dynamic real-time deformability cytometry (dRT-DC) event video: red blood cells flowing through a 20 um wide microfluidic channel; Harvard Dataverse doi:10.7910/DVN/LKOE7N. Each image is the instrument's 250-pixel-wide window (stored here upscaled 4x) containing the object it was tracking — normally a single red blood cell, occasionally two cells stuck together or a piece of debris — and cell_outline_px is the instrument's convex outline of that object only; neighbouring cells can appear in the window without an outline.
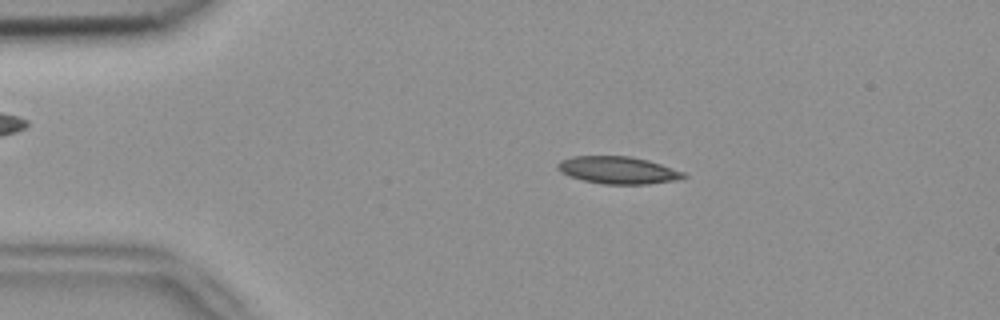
{"species": "common noctule bat (a hibernating species)", "species_latin": "Nyctalus noctula", "temperature_condition": "room temperature", "stored_images_in_passage": 52, "camera_frame_rate_fps": 3000, "um_per_image_px": 0.085, "animal": {"sex": "female", "body_mass_g": 18.4}, "frame": {"image": 1, "passage_image": 10, "time_ms": 3.0, "image_size_px": [1000, 320], "cell_outline_px": [[688, 176], [676, 180], [648, 184], [604, 184], [584, 180], [568, 176], [560, 172], [556, 168], [556, 164], [572, 156], [628, 156], [648, 160], [684, 172]], "centroid_in_image_um": [52.52, 14.46], "position_along_channel_um": 32.5, "area_um2": 19.94}}
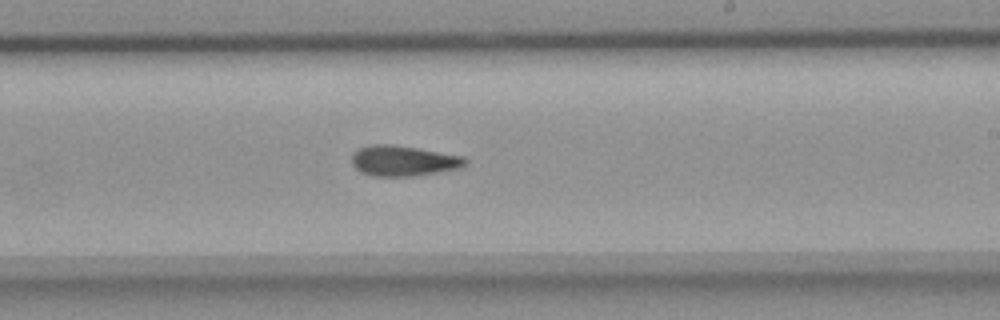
{"frame": {"image": 2, "passage_image": 31, "time_ms": 10.0, "image_size_px": [1000, 320], "cell_outline_px": [[468, 164], [460, 168], [412, 176], [372, 176], [360, 172], [352, 164], [352, 152], [360, 148], [372, 144], [388, 144], [416, 148], [464, 156], [468, 160]], "centroid_in_image_um": [34.28, 13.67], "position_along_channel_um": 254.7, "area_um2": 20.11}}
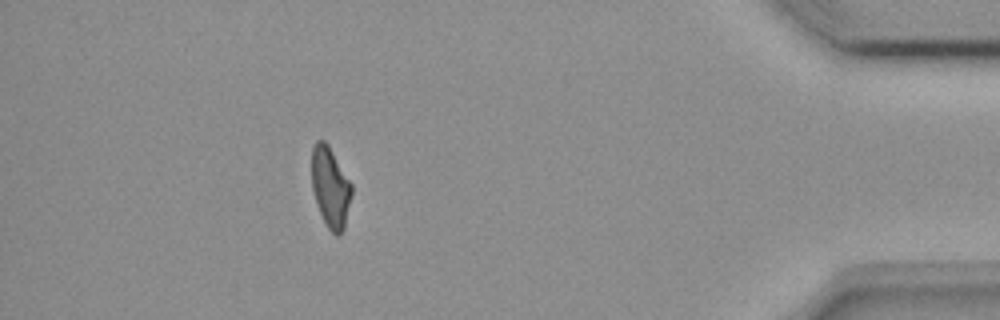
{"frame": {"image": 3, "passage_image": 47, "time_ms": 15.333, "image_size_px": [1000, 320], "cell_outline_px": [[352, 192], [344, 228], [340, 236], [336, 236], [328, 228], [316, 204], [312, 188], [312, 148], [316, 140], [324, 140], [328, 144], [352, 184]], "centroid_in_image_um": [28.08, 15.91], "position_along_channel_um": 407.1, "area_um2": 18.67}, "authors_computed_cell_mechanics": {"area_um2": 19.5942, "velocity_mm_per_s": 3.8206, "shape_relaxation_time_tau1_ms": null, "shape_relaxation_time_tau2_ms": 2.6892, "deformation_change_tau1": null, "deformation_change_tau2": 0.1012}}